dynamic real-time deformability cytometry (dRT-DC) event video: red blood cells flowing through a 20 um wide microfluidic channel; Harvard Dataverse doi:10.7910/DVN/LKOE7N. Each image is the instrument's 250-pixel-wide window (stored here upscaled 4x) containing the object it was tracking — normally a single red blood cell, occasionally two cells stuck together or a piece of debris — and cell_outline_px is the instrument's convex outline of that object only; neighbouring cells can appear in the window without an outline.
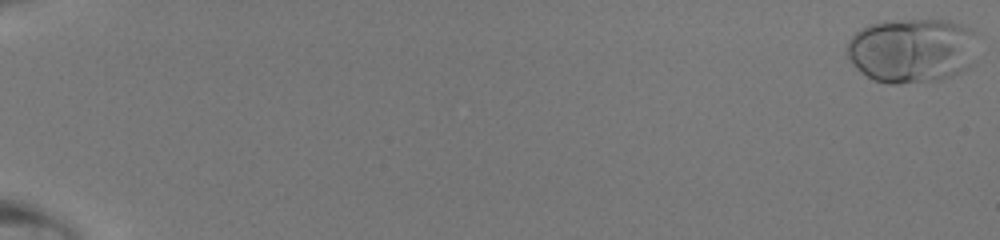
{"species": "human", "species_latin": "Homo sapiens", "temperature_condition": "room temperature", "stored_images_in_passage": 49, "camera_frame_rate_fps": 3000, "um_per_image_px": 0.085, "donor": {"sex": "male"}, "frame": {"image": 1, "passage_image": 1, "time_ms": 0.0, "image_size_px": [1000, 240], "cell_outline_px": [[972, 32], [968, 68], [952, 76], [940, 80], [900, 84], [888, 84], [872, 80], [860, 72], [852, 64], [848, 56], [848, 40], [860, 28], [868, 24], [884, 20], [948, 20], [964, 24], [972, 28]], "centroid_in_image_um": [77.41, 4.28], "position_along_channel_um": 7.6, "area_um2": 48.96}}
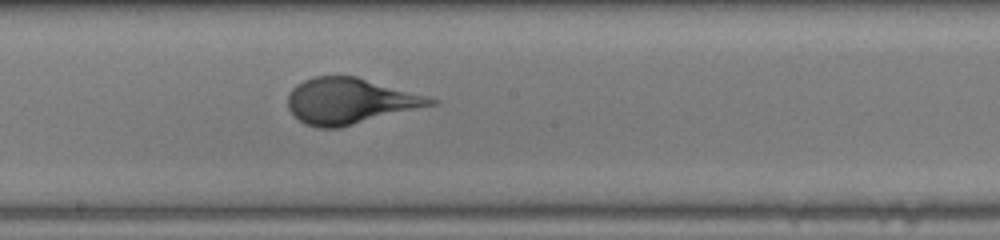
{"frame": {"image": 2, "passage_image": 30, "time_ms": 9.667, "image_size_px": [1000, 240], "cell_outline_px": [[440, 100], [436, 104], [340, 128], [316, 128], [304, 124], [288, 108], [288, 92], [296, 84], [312, 76], [356, 76], [428, 96]], "centroid_in_image_um": [29.73, 8.59], "position_along_channel_um": 218.5, "area_um2": 38.21}}
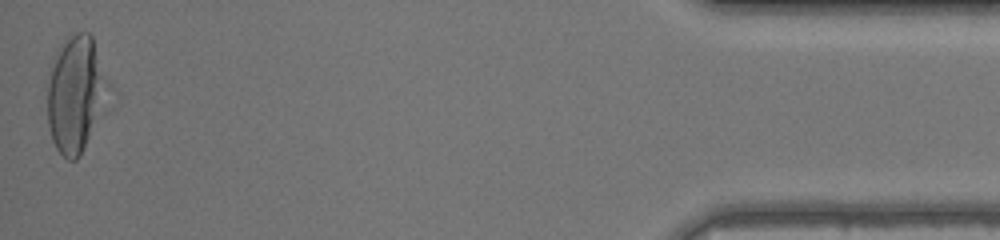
{"frame": {"image": 3, "passage_image": 49, "time_ms": 16.0, "image_size_px": [1000, 240], "cell_outline_px": [[120, 96], [80, 156], [76, 160], [68, 160], [56, 148], [52, 140], [48, 124], [48, 84], [52, 56], [56, 48], [64, 40], [76, 32], [88, 32], [92, 36]], "centroid_in_image_um": [6.65, 8.01], "position_along_channel_um": 428.6, "area_um2": 45.26}}